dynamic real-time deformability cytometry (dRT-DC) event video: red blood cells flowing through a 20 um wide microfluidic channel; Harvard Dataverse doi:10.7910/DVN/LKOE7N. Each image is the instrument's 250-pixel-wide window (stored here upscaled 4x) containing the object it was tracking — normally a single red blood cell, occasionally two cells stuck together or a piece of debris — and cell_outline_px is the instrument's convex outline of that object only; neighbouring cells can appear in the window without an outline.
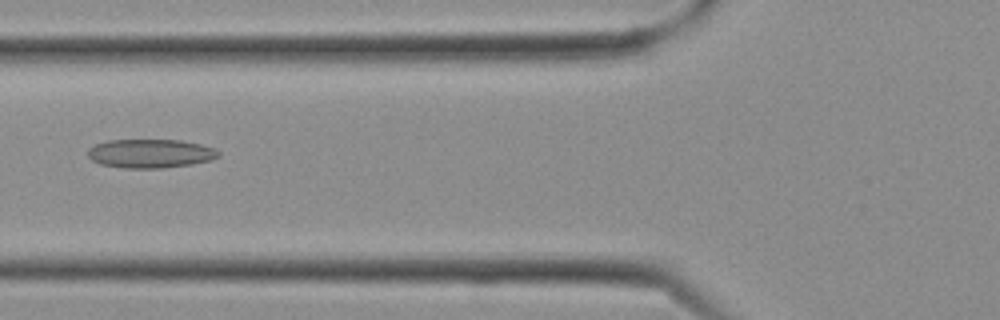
{"species": "Egyptian fruit bat (a non-hibernating species)", "species_latin": "Rousettus aegyptiacus", "temperature_condition": "cold", "stored_images_in_passage": 10, "camera_frame_rate_fps": 3000, "um_per_image_px": 0.085, "frame": {"image": 1, "passage_image": 9, "time_ms": 2.667, "image_size_px": [1000, 320], "cell_outline_px": [[220, 156], [212, 160], [192, 164], [164, 168], [124, 168], [100, 164], [92, 160], [88, 156], [88, 148], [96, 144], [108, 140], [180, 140], [200, 144], [216, 148], [220, 152]], "centroid_in_image_um": [12.81, 13.05], "position_along_channel_um": 113.0, "area_um2": 22.08}}